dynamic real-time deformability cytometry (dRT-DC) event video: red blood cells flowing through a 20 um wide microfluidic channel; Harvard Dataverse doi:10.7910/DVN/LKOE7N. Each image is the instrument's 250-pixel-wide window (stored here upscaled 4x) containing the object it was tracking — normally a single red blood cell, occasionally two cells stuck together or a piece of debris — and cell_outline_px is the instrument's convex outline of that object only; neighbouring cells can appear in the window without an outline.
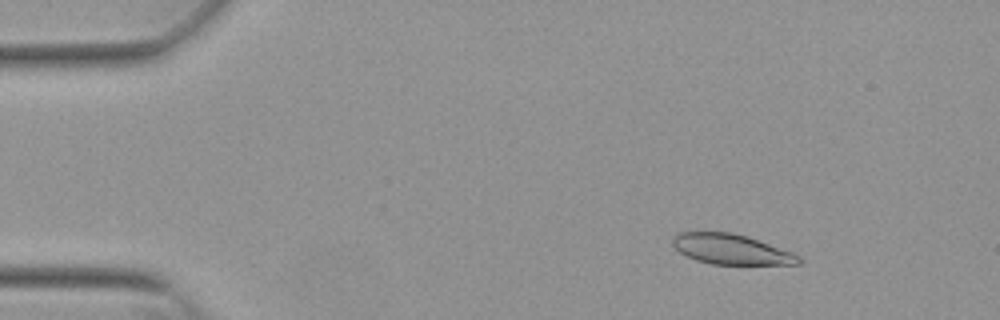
{"species": "Egyptian fruit bat (a non-hibernating species)", "species_latin": "Rousettus aegyptiacus", "temperature_condition": "warm", "stored_images_in_passage": 15, "camera_frame_rate_fps": 3000, "um_per_image_px": 0.085, "animal": {"sex": "female"}, "frame": {"image": 1, "passage_image": 7, "time_ms": 2.0, "image_size_px": [1000, 320], "cell_outline_px": [[804, 264], [712, 264], [696, 260], [680, 252], [672, 244], [672, 236], [680, 232], [732, 232], [748, 236], [792, 252], [800, 256], [804, 260]], "centroid_in_image_um": [62.18, 21.18], "position_along_channel_um": 22.8, "area_um2": 22.25}}